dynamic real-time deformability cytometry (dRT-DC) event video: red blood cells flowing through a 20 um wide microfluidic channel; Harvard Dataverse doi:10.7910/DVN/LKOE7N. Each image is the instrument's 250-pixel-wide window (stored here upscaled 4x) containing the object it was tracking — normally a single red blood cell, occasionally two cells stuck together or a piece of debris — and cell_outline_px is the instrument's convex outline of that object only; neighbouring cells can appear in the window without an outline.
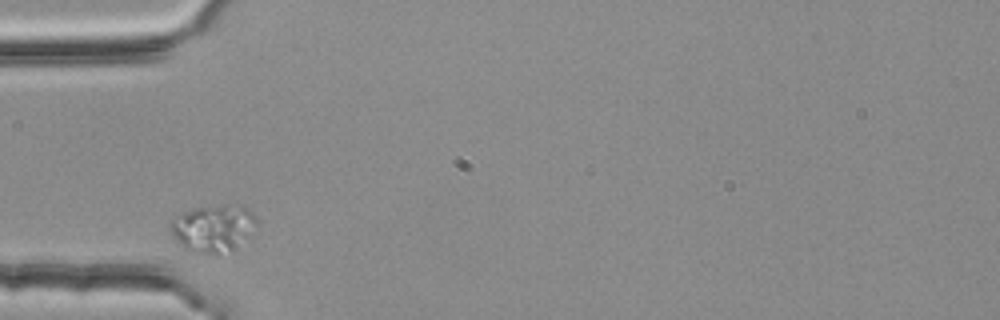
{"species": "common noctule bat (a hibernating species)", "species_latin": "Nyctalus noctula", "temperature_condition": "room temperature", "stored_images_in_passage": 29, "camera_frame_rate_fps": 3000, "um_per_image_px": 0.085, "animal": {"sex": "female", "body_mass_g": 25.1}, "frame": {"image": 1, "passage_image": 1, "time_ms": 0.0, "image_size_px": [1000, 320], "cell_outline_px": [[256, 224], [248, 236], [232, 252], [216, 256], [212, 256], [192, 252], [184, 248], [172, 236], [168, 224], [172, 220], [184, 212], [192, 208], [240, 204], [248, 208], [256, 216]], "centroid_in_image_um": [18.12, 19.44], "position_along_channel_um": 66.9, "area_um2": 24.16}}
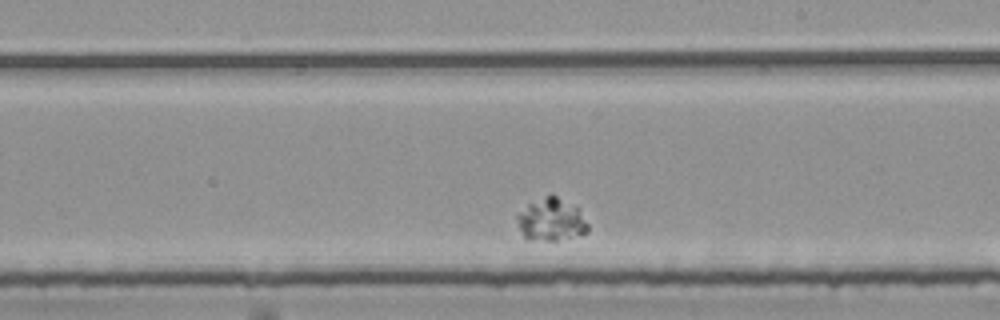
{"frame": {"image": 2, "passage_image": 17, "time_ms": 5.333, "image_size_px": [1000, 320], "cell_outline_px": [[588, 232], [556, 240], [528, 240], [524, 236], [520, 228], [516, 216], [528, 204], [552, 192], [576, 208], [588, 224]], "centroid_in_image_um": [46.83, 18.66], "position_along_channel_um": 242.2, "area_um2": 17.17}}
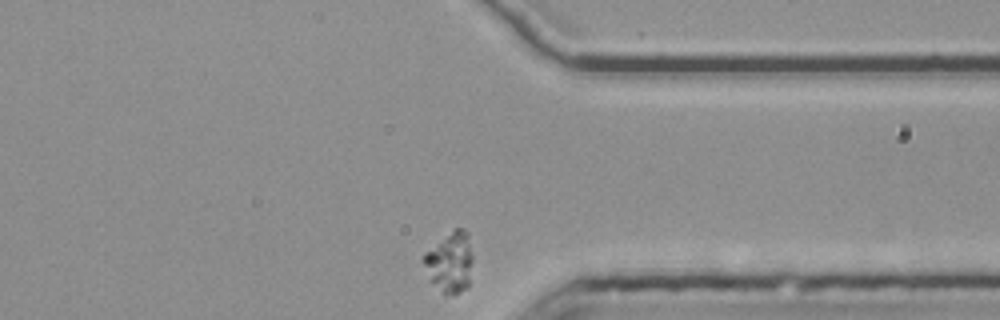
{"frame": {"image": 3, "passage_image": 29, "time_ms": 9.333, "image_size_px": [1000, 320], "cell_outline_px": [[472, 260], [468, 284], [464, 288], [456, 292], [444, 296], [432, 280], [420, 260], [424, 252], [456, 228], [464, 228], [468, 232], [472, 256]], "centroid_in_image_um": [38.23, 22.25], "position_along_channel_um": 373.2, "area_um2": 16.99}}